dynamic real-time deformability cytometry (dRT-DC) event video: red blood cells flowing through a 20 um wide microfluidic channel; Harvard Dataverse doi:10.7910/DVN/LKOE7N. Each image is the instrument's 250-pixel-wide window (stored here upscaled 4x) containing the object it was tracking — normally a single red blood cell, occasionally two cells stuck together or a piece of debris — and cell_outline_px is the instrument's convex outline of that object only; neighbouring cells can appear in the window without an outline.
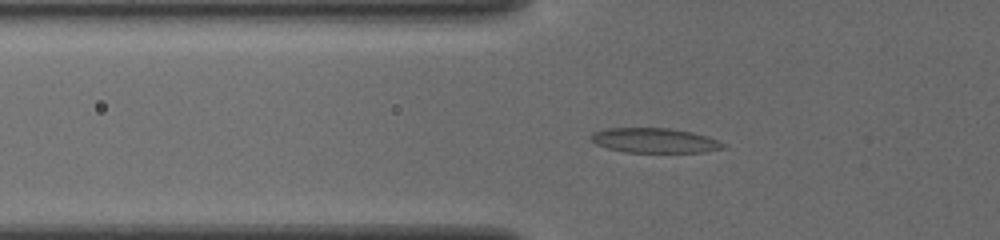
{"species": "common noctule bat (a hibernating species)", "species_latin": "Nyctalus noctula", "temperature_condition": "cold", "stored_images_in_passage": 37, "camera_frame_rate_fps": 3000, "um_per_image_px": 0.085, "animal": {"sex": "female", "body_mass_g": 19.5, "forearm_length_mm": 54.1}, "frame": {"image": 1, "passage_image": 3, "time_ms": 0.667, "image_size_px": [1000, 240], "cell_outline_px": [[728, 144], [724, 148], [704, 152], [624, 152], [608, 148], [596, 144], [588, 140], [588, 136], [592, 132], [608, 128], [672, 128], [692, 132], [708, 136]], "centroid_in_image_um": [55.63, 11.93], "position_along_channel_um": 70.2, "area_um2": 19.36}}
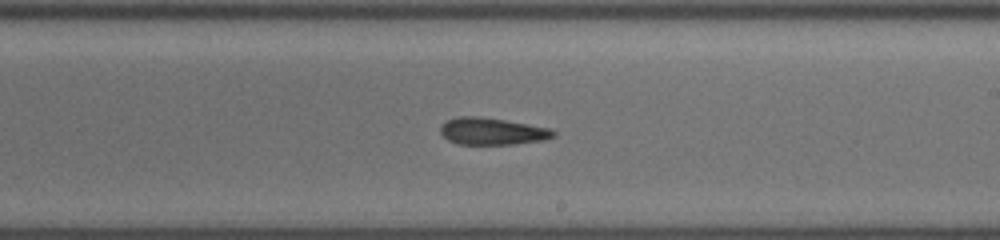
{"frame": {"image": 2, "passage_image": 17, "time_ms": 5.333, "image_size_px": [1000, 240], "cell_outline_px": [[556, 136], [544, 140], [516, 144], [460, 144], [448, 140], [440, 132], [440, 128], [448, 120], [460, 116], [480, 116], [528, 124], [548, 128], [556, 132]], "centroid_in_image_um": [41.86, 11.16], "position_along_channel_um": 247.1, "area_um2": 17.63}}
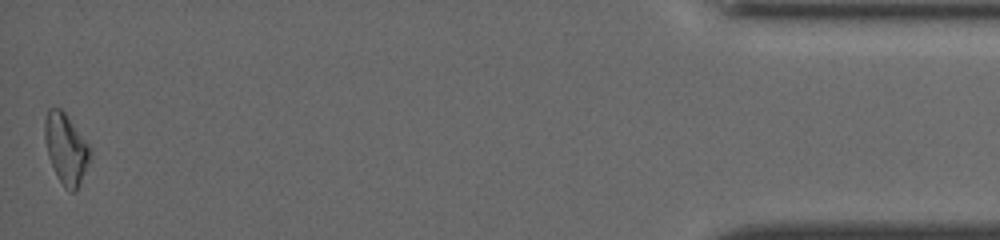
{"frame": {"image": 3, "passage_image": 37, "time_ms": 12.0, "image_size_px": [1000, 240], "cell_outline_px": [[92, 152], [88, 164], [80, 184], [76, 192], [68, 192], [64, 188], [48, 156], [44, 136], [44, 120], [48, 108], [60, 108], [64, 112], [92, 148]], "centroid_in_image_um": [5.62, 12.65], "position_along_channel_um": 429.6, "area_um2": 18.61}, "authors_computed_cell_mechanics": {"area_um2": 17.9758, "velocity_mm_per_s": 3.8658, "shape_relaxation_time_tau1_ms": null, "shape_relaxation_time_tau2_ms": 6.2253, "deformation_change_tau1": null, "deformation_change_tau2": 0.1298}}